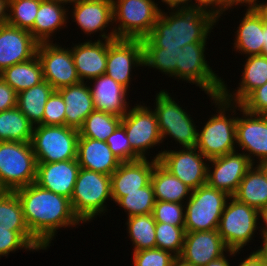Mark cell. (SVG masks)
<instances>
[{"mask_svg": "<svg viewBox=\"0 0 267 266\" xmlns=\"http://www.w3.org/2000/svg\"><path fill=\"white\" fill-rule=\"evenodd\" d=\"M33 237L45 248L62 227L81 223L73 213L70 199L31 183L15 190Z\"/></svg>", "mask_w": 267, "mask_h": 266, "instance_id": "cell-1", "label": "cell"}, {"mask_svg": "<svg viewBox=\"0 0 267 266\" xmlns=\"http://www.w3.org/2000/svg\"><path fill=\"white\" fill-rule=\"evenodd\" d=\"M169 15L161 10L146 36L155 47L182 48L189 43H206L212 26L218 22L216 16L202 9H172Z\"/></svg>", "mask_w": 267, "mask_h": 266, "instance_id": "cell-2", "label": "cell"}, {"mask_svg": "<svg viewBox=\"0 0 267 266\" xmlns=\"http://www.w3.org/2000/svg\"><path fill=\"white\" fill-rule=\"evenodd\" d=\"M218 114L212 115L202 130L197 134L196 148L208 159L220 157L235 152L237 117L226 116L227 110H233V103L225 100L221 95L210 96Z\"/></svg>", "mask_w": 267, "mask_h": 266, "instance_id": "cell-3", "label": "cell"}, {"mask_svg": "<svg viewBox=\"0 0 267 266\" xmlns=\"http://www.w3.org/2000/svg\"><path fill=\"white\" fill-rule=\"evenodd\" d=\"M112 200L111 176L80 168L70 198L71 207L81 223L92 221L107 211L106 200Z\"/></svg>", "mask_w": 267, "mask_h": 266, "instance_id": "cell-4", "label": "cell"}, {"mask_svg": "<svg viewBox=\"0 0 267 266\" xmlns=\"http://www.w3.org/2000/svg\"><path fill=\"white\" fill-rule=\"evenodd\" d=\"M37 160L31 142H0V186L15 191L36 182Z\"/></svg>", "mask_w": 267, "mask_h": 266, "instance_id": "cell-5", "label": "cell"}, {"mask_svg": "<svg viewBox=\"0 0 267 266\" xmlns=\"http://www.w3.org/2000/svg\"><path fill=\"white\" fill-rule=\"evenodd\" d=\"M79 130L65 125L33 127L32 148L37 163L77 159Z\"/></svg>", "mask_w": 267, "mask_h": 266, "instance_id": "cell-6", "label": "cell"}, {"mask_svg": "<svg viewBox=\"0 0 267 266\" xmlns=\"http://www.w3.org/2000/svg\"><path fill=\"white\" fill-rule=\"evenodd\" d=\"M116 39H143L153 29L161 9L153 0H112Z\"/></svg>", "mask_w": 267, "mask_h": 266, "instance_id": "cell-7", "label": "cell"}, {"mask_svg": "<svg viewBox=\"0 0 267 266\" xmlns=\"http://www.w3.org/2000/svg\"><path fill=\"white\" fill-rule=\"evenodd\" d=\"M230 196L207 184L192 190L185 201V232L217 230L222 212Z\"/></svg>", "mask_w": 267, "mask_h": 266, "instance_id": "cell-8", "label": "cell"}, {"mask_svg": "<svg viewBox=\"0 0 267 266\" xmlns=\"http://www.w3.org/2000/svg\"><path fill=\"white\" fill-rule=\"evenodd\" d=\"M259 211L230 197L217 228L218 233L229 250L239 252L254 237L258 229Z\"/></svg>", "mask_w": 267, "mask_h": 266, "instance_id": "cell-9", "label": "cell"}, {"mask_svg": "<svg viewBox=\"0 0 267 266\" xmlns=\"http://www.w3.org/2000/svg\"><path fill=\"white\" fill-rule=\"evenodd\" d=\"M169 93L161 90L156 95L154 109L157 117L162 142L166 136L174 138L177 143L185 147H195L198 130L190 115L170 97Z\"/></svg>", "mask_w": 267, "mask_h": 266, "instance_id": "cell-10", "label": "cell"}, {"mask_svg": "<svg viewBox=\"0 0 267 266\" xmlns=\"http://www.w3.org/2000/svg\"><path fill=\"white\" fill-rule=\"evenodd\" d=\"M207 43H189L181 48L180 65H176V77L196 84L209 96L221 95L223 79L213 72L205 58Z\"/></svg>", "mask_w": 267, "mask_h": 266, "instance_id": "cell-11", "label": "cell"}, {"mask_svg": "<svg viewBox=\"0 0 267 266\" xmlns=\"http://www.w3.org/2000/svg\"><path fill=\"white\" fill-rule=\"evenodd\" d=\"M153 158L191 190L206 185L208 164L204 161L209 160L196 147L164 150Z\"/></svg>", "mask_w": 267, "mask_h": 266, "instance_id": "cell-12", "label": "cell"}, {"mask_svg": "<svg viewBox=\"0 0 267 266\" xmlns=\"http://www.w3.org/2000/svg\"><path fill=\"white\" fill-rule=\"evenodd\" d=\"M149 108L136 104L121 119L131 148L142 159L147 158L148 149L162 143L156 113Z\"/></svg>", "mask_w": 267, "mask_h": 266, "instance_id": "cell-13", "label": "cell"}, {"mask_svg": "<svg viewBox=\"0 0 267 266\" xmlns=\"http://www.w3.org/2000/svg\"><path fill=\"white\" fill-rule=\"evenodd\" d=\"M52 42L39 43L37 48V56L42 64L44 80L54 90L80 83L71 48H62Z\"/></svg>", "mask_w": 267, "mask_h": 266, "instance_id": "cell-14", "label": "cell"}, {"mask_svg": "<svg viewBox=\"0 0 267 266\" xmlns=\"http://www.w3.org/2000/svg\"><path fill=\"white\" fill-rule=\"evenodd\" d=\"M135 66H144L141 39H107L106 75L128 90Z\"/></svg>", "mask_w": 267, "mask_h": 266, "instance_id": "cell-15", "label": "cell"}, {"mask_svg": "<svg viewBox=\"0 0 267 266\" xmlns=\"http://www.w3.org/2000/svg\"><path fill=\"white\" fill-rule=\"evenodd\" d=\"M243 112V118L237 117L236 145H238L250 161L255 165L254 158L262 162L267 160V116L252 114L242 109L241 104L233 103V111Z\"/></svg>", "mask_w": 267, "mask_h": 266, "instance_id": "cell-16", "label": "cell"}, {"mask_svg": "<svg viewBox=\"0 0 267 266\" xmlns=\"http://www.w3.org/2000/svg\"><path fill=\"white\" fill-rule=\"evenodd\" d=\"M212 167L207 166V182L211 188L226 192L232 197L253 163L244 153L232 152L209 160Z\"/></svg>", "mask_w": 267, "mask_h": 266, "instance_id": "cell-17", "label": "cell"}, {"mask_svg": "<svg viewBox=\"0 0 267 266\" xmlns=\"http://www.w3.org/2000/svg\"><path fill=\"white\" fill-rule=\"evenodd\" d=\"M226 252L235 256L237 251L229 250L217 230L185 232L181 255L183 262L192 266H205Z\"/></svg>", "mask_w": 267, "mask_h": 266, "instance_id": "cell-18", "label": "cell"}, {"mask_svg": "<svg viewBox=\"0 0 267 266\" xmlns=\"http://www.w3.org/2000/svg\"><path fill=\"white\" fill-rule=\"evenodd\" d=\"M39 42L24 29L10 24L0 26V73L37 55Z\"/></svg>", "mask_w": 267, "mask_h": 266, "instance_id": "cell-19", "label": "cell"}, {"mask_svg": "<svg viewBox=\"0 0 267 266\" xmlns=\"http://www.w3.org/2000/svg\"><path fill=\"white\" fill-rule=\"evenodd\" d=\"M102 40L86 41L75 45L71 49V54L76 67L77 75L81 82L91 80L106 72L107 63V39H116L112 30L109 34L101 33ZM92 41V42H91Z\"/></svg>", "mask_w": 267, "mask_h": 266, "instance_id": "cell-20", "label": "cell"}, {"mask_svg": "<svg viewBox=\"0 0 267 266\" xmlns=\"http://www.w3.org/2000/svg\"><path fill=\"white\" fill-rule=\"evenodd\" d=\"M80 170L77 159L37 163L36 184L56 194L71 198Z\"/></svg>", "mask_w": 267, "mask_h": 266, "instance_id": "cell-21", "label": "cell"}, {"mask_svg": "<svg viewBox=\"0 0 267 266\" xmlns=\"http://www.w3.org/2000/svg\"><path fill=\"white\" fill-rule=\"evenodd\" d=\"M159 161L154 159L149 162L146 159H139L130 162H121L119 167L111 176L112 200L116 203L123 192L139 191L151 182L154 166Z\"/></svg>", "mask_w": 267, "mask_h": 266, "instance_id": "cell-22", "label": "cell"}, {"mask_svg": "<svg viewBox=\"0 0 267 266\" xmlns=\"http://www.w3.org/2000/svg\"><path fill=\"white\" fill-rule=\"evenodd\" d=\"M92 80L95 81L93 88H89L95 110L123 117L129 110L127 89L106 74Z\"/></svg>", "mask_w": 267, "mask_h": 266, "instance_id": "cell-23", "label": "cell"}, {"mask_svg": "<svg viewBox=\"0 0 267 266\" xmlns=\"http://www.w3.org/2000/svg\"><path fill=\"white\" fill-rule=\"evenodd\" d=\"M77 160L80 168L111 175L121 161L113 154L105 141L88 137L78 138Z\"/></svg>", "mask_w": 267, "mask_h": 266, "instance_id": "cell-24", "label": "cell"}, {"mask_svg": "<svg viewBox=\"0 0 267 266\" xmlns=\"http://www.w3.org/2000/svg\"><path fill=\"white\" fill-rule=\"evenodd\" d=\"M72 10L74 22L85 34L102 32L113 24L112 0H78L73 3Z\"/></svg>", "mask_w": 267, "mask_h": 266, "instance_id": "cell-25", "label": "cell"}, {"mask_svg": "<svg viewBox=\"0 0 267 266\" xmlns=\"http://www.w3.org/2000/svg\"><path fill=\"white\" fill-rule=\"evenodd\" d=\"M87 81L57 90L65 102V126L79 130L87 116L95 110Z\"/></svg>", "mask_w": 267, "mask_h": 266, "instance_id": "cell-26", "label": "cell"}, {"mask_svg": "<svg viewBox=\"0 0 267 266\" xmlns=\"http://www.w3.org/2000/svg\"><path fill=\"white\" fill-rule=\"evenodd\" d=\"M241 78L240 86L230 93L227 85L223 84L221 96L233 103L240 104L253 90L267 82V57L263 55L247 56ZM233 94V95H232Z\"/></svg>", "mask_w": 267, "mask_h": 266, "instance_id": "cell-27", "label": "cell"}, {"mask_svg": "<svg viewBox=\"0 0 267 266\" xmlns=\"http://www.w3.org/2000/svg\"><path fill=\"white\" fill-rule=\"evenodd\" d=\"M239 24L234 42L236 52L241 54L262 55L264 43V22L261 16L252 8H247L245 16Z\"/></svg>", "mask_w": 267, "mask_h": 266, "instance_id": "cell-28", "label": "cell"}, {"mask_svg": "<svg viewBox=\"0 0 267 266\" xmlns=\"http://www.w3.org/2000/svg\"><path fill=\"white\" fill-rule=\"evenodd\" d=\"M55 0H42L33 28L29 31L39 42H50L51 36L62 26H66L68 9ZM55 31V32H54Z\"/></svg>", "mask_w": 267, "mask_h": 266, "instance_id": "cell-29", "label": "cell"}, {"mask_svg": "<svg viewBox=\"0 0 267 266\" xmlns=\"http://www.w3.org/2000/svg\"><path fill=\"white\" fill-rule=\"evenodd\" d=\"M232 197L258 211L267 207V177L258 165L247 171Z\"/></svg>", "mask_w": 267, "mask_h": 266, "instance_id": "cell-30", "label": "cell"}, {"mask_svg": "<svg viewBox=\"0 0 267 266\" xmlns=\"http://www.w3.org/2000/svg\"><path fill=\"white\" fill-rule=\"evenodd\" d=\"M151 184L154 189L155 200L184 204L185 197L190 198L192 190L172 175L159 162L154 166Z\"/></svg>", "mask_w": 267, "mask_h": 266, "instance_id": "cell-31", "label": "cell"}, {"mask_svg": "<svg viewBox=\"0 0 267 266\" xmlns=\"http://www.w3.org/2000/svg\"><path fill=\"white\" fill-rule=\"evenodd\" d=\"M53 91L54 88L44 80L38 85L19 92L16 107L33 126L42 125L44 106Z\"/></svg>", "mask_w": 267, "mask_h": 266, "instance_id": "cell-32", "label": "cell"}, {"mask_svg": "<svg viewBox=\"0 0 267 266\" xmlns=\"http://www.w3.org/2000/svg\"><path fill=\"white\" fill-rule=\"evenodd\" d=\"M0 77L17 93L44 81L42 64L37 55L26 62L4 69Z\"/></svg>", "mask_w": 267, "mask_h": 266, "instance_id": "cell-33", "label": "cell"}, {"mask_svg": "<svg viewBox=\"0 0 267 266\" xmlns=\"http://www.w3.org/2000/svg\"><path fill=\"white\" fill-rule=\"evenodd\" d=\"M33 127L17 107L0 112V142H31Z\"/></svg>", "mask_w": 267, "mask_h": 266, "instance_id": "cell-34", "label": "cell"}, {"mask_svg": "<svg viewBox=\"0 0 267 266\" xmlns=\"http://www.w3.org/2000/svg\"><path fill=\"white\" fill-rule=\"evenodd\" d=\"M141 41L144 66L159 69L162 73L176 78V65H180L181 48H158L146 37Z\"/></svg>", "mask_w": 267, "mask_h": 266, "instance_id": "cell-35", "label": "cell"}, {"mask_svg": "<svg viewBox=\"0 0 267 266\" xmlns=\"http://www.w3.org/2000/svg\"><path fill=\"white\" fill-rule=\"evenodd\" d=\"M127 230L134 245V251L156 248V221L152 214L128 217Z\"/></svg>", "mask_w": 267, "mask_h": 266, "instance_id": "cell-36", "label": "cell"}, {"mask_svg": "<svg viewBox=\"0 0 267 266\" xmlns=\"http://www.w3.org/2000/svg\"><path fill=\"white\" fill-rule=\"evenodd\" d=\"M122 117L94 110L85 119L79 129L81 137H88L98 141H106L107 138L121 124Z\"/></svg>", "mask_w": 267, "mask_h": 266, "instance_id": "cell-37", "label": "cell"}, {"mask_svg": "<svg viewBox=\"0 0 267 266\" xmlns=\"http://www.w3.org/2000/svg\"><path fill=\"white\" fill-rule=\"evenodd\" d=\"M0 228L30 231L24 218L22 204L15 191H4L0 195Z\"/></svg>", "mask_w": 267, "mask_h": 266, "instance_id": "cell-38", "label": "cell"}, {"mask_svg": "<svg viewBox=\"0 0 267 266\" xmlns=\"http://www.w3.org/2000/svg\"><path fill=\"white\" fill-rule=\"evenodd\" d=\"M154 189L151 182L139 191L123 192L115 204L122 207L128 216L152 214L155 205Z\"/></svg>", "mask_w": 267, "mask_h": 266, "instance_id": "cell-39", "label": "cell"}, {"mask_svg": "<svg viewBox=\"0 0 267 266\" xmlns=\"http://www.w3.org/2000/svg\"><path fill=\"white\" fill-rule=\"evenodd\" d=\"M42 0H9L8 24L30 31Z\"/></svg>", "mask_w": 267, "mask_h": 266, "instance_id": "cell-40", "label": "cell"}, {"mask_svg": "<svg viewBox=\"0 0 267 266\" xmlns=\"http://www.w3.org/2000/svg\"><path fill=\"white\" fill-rule=\"evenodd\" d=\"M18 249L44 250L30 231H11L0 228V258Z\"/></svg>", "mask_w": 267, "mask_h": 266, "instance_id": "cell-41", "label": "cell"}, {"mask_svg": "<svg viewBox=\"0 0 267 266\" xmlns=\"http://www.w3.org/2000/svg\"><path fill=\"white\" fill-rule=\"evenodd\" d=\"M155 236L156 248L169 251L176 257L181 255L184 244L185 227L156 222Z\"/></svg>", "mask_w": 267, "mask_h": 266, "instance_id": "cell-42", "label": "cell"}, {"mask_svg": "<svg viewBox=\"0 0 267 266\" xmlns=\"http://www.w3.org/2000/svg\"><path fill=\"white\" fill-rule=\"evenodd\" d=\"M185 205L181 203L155 201L152 215L156 222L168 223L173 226L184 227Z\"/></svg>", "mask_w": 267, "mask_h": 266, "instance_id": "cell-43", "label": "cell"}, {"mask_svg": "<svg viewBox=\"0 0 267 266\" xmlns=\"http://www.w3.org/2000/svg\"><path fill=\"white\" fill-rule=\"evenodd\" d=\"M113 154L121 162H130L142 159L132 148L127 138L125 128L120 124L105 141Z\"/></svg>", "mask_w": 267, "mask_h": 266, "instance_id": "cell-44", "label": "cell"}, {"mask_svg": "<svg viewBox=\"0 0 267 266\" xmlns=\"http://www.w3.org/2000/svg\"><path fill=\"white\" fill-rule=\"evenodd\" d=\"M177 257L171 252L153 248L133 252L134 266H172Z\"/></svg>", "mask_w": 267, "mask_h": 266, "instance_id": "cell-45", "label": "cell"}, {"mask_svg": "<svg viewBox=\"0 0 267 266\" xmlns=\"http://www.w3.org/2000/svg\"><path fill=\"white\" fill-rule=\"evenodd\" d=\"M65 107L61 94L54 90L44 106L42 125H65Z\"/></svg>", "mask_w": 267, "mask_h": 266, "instance_id": "cell-46", "label": "cell"}, {"mask_svg": "<svg viewBox=\"0 0 267 266\" xmlns=\"http://www.w3.org/2000/svg\"><path fill=\"white\" fill-rule=\"evenodd\" d=\"M240 104L249 113L267 116V82L253 90Z\"/></svg>", "mask_w": 267, "mask_h": 266, "instance_id": "cell-47", "label": "cell"}, {"mask_svg": "<svg viewBox=\"0 0 267 266\" xmlns=\"http://www.w3.org/2000/svg\"><path fill=\"white\" fill-rule=\"evenodd\" d=\"M18 93L0 77V112L17 106Z\"/></svg>", "mask_w": 267, "mask_h": 266, "instance_id": "cell-48", "label": "cell"}, {"mask_svg": "<svg viewBox=\"0 0 267 266\" xmlns=\"http://www.w3.org/2000/svg\"><path fill=\"white\" fill-rule=\"evenodd\" d=\"M193 8L206 10L212 13L218 19L220 17V0H195Z\"/></svg>", "mask_w": 267, "mask_h": 266, "instance_id": "cell-49", "label": "cell"}, {"mask_svg": "<svg viewBox=\"0 0 267 266\" xmlns=\"http://www.w3.org/2000/svg\"><path fill=\"white\" fill-rule=\"evenodd\" d=\"M255 1L258 0H220V16L234 5L237 6L246 3L248 8H252Z\"/></svg>", "mask_w": 267, "mask_h": 266, "instance_id": "cell-50", "label": "cell"}, {"mask_svg": "<svg viewBox=\"0 0 267 266\" xmlns=\"http://www.w3.org/2000/svg\"><path fill=\"white\" fill-rule=\"evenodd\" d=\"M238 266H264L262 257L255 251L246 257Z\"/></svg>", "mask_w": 267, "mask_h": 266, "instance_id": "cell-51", "label": "cell"}, {"mask_svg": "<svg viewBox=\"0 0 267 266\" xmlns=\"http://www.w3.org/2000/svg\"><path fill=\"white\" fill-rule=\"evenodd\" d=\"M190 1L192 0H162L163 3H166L170 9H191L193 8V2L191 4Z\"/></svg>", "mask_w": 267, "mask_h": 266, "instance_id": "cell-52", "label": "cell"}, {"mask_svg": "<svg viewBox=\"0 0 267 266\" xmlns=\"http://www.w3.org/2000/svg\"><path fill=\"white\" fill-rule=\"evenodd\" d=\"M8 7L9 0H0V26L8 23Z\"/></svg>", "mask_w": 267, "mask_h": 266, "instance_id": "cell-53", "label": "cell"}, {"mask_svg": "<svg viewBox=\"0 0 267 266\" xmlns=\"http://www.w3.org/2000/svg\"><path fill=\"white\" fill-rule=\"evenodd\" d=\"M253 8L261 16L264 24L267 25V2L258 4V2L255 1L253 4Z\"/></svg>", "mask_w": 267, "mask_h": 266, "instance_id": "cell-54", "label": "cell"}, {"mask_svg": "<svg viewBox=\"0 0 267 266\" xmlns=\"http://www.w3.org/2000/svg\"><path fill=\"white\" fill-rule=\"evenodd\" d=\"M259 217L263 219L265 226L262 228L263 244H267V207L259 210Z\"/></svg>", "mask_w": 267, "mask_h": 266, "instance_id": "cell-55", "label": "cell"}, {"mask_svg": "<svg viewBox=\"0 0 267 266\" xmlns=\"http://www.w3.org/2000/svg\"><path fill=\"white\" fill-rule=\"evenodd\" d=\"M205 266H230L228 259L225 255L221 256L220 258L210 261Z\"/></svg>", "mask_w": 267, "mask_h": 266, "instance_id": "cell-56", "label": "cell"}, {"mask_svg": "<svg viewBox=\"0 0 267 266\" xmlns=\"http://www.w3.org/2000/svg\"><path fill=\"white\" fill-rule=\"evenodd\" d=\"M256 252L262 257L264 266H267V244H263V246L256 250Z\"/></svg>", "mask_w": 267, "mask_h": 266, "instance_id": "cell-57", "label": "cell"}, {"mask_svg": "<svg viewBox=\"0 0 267 266\" xmlns=\"http://www.w3.org/2000/svg\"><path fill=\"white\" fill-rule=\"evenodd\" d=\"M262 55L267 57V25L264 24V43Z\"/></svg>", "mask_w": 267, "mask_h": 266, "instance_id": "cell-58", "label": "cell"}, {"mask_svg": "<svg viewBox=\"0 0 267 266\" xmlns=\"http://www.w3.org/2000/svg\"><path fill=\"white\" fill-rule=\"evenodd\" d=\"M172 266H192V265H189L185 262H183L180 258H176L172 264Z\"/></svg>", "mask_w": 267, "mask_h": 266, "instance_id": "cell-59", "label": "cell"}, {"mask_svg": "<svg viewBox=\"0 0 267 266\" xmlns=\"http://www.w3.org/2000/svg\"><path fill=\"white\" fill-rule=\"evenodd\" d=\"M257 163H258L257 165L263 170L264 174L267 177V160L262 161V162L258 161Z\"/></svg>", "mask_w": 267, "mask_h": 266, "instance_id": "cell-60", "label": "cell"}, {"mask_svg": "<svg viewBox=\"0 0 267 266\" xmlns=\"http://www.w3.org/2000/svg\"><path fill=\"white\" fill-rule=\"evenodd\" d=\"M55 1L61 2V3L65 4V5L70 3V5H71V3H75L78 0H55Z\"/></svg>", "mask_w": 267, "mask_h": 266, "instance_id": "cell-61", "label": "cell"}, {"mask_svg": "<svg viewBox=\"0 0 267 266\" xmlns=\"http://www.w3.org/2000/svg\"><path fill=\"white\" fill-rule=\"evenodd\" d=\"M5 190L0 186V195L4 192Z\"/></svg>", "mask_w": 267, "mask_h": 266, "instance_id": "cell-62", "label": "cell"}]
</instances>
